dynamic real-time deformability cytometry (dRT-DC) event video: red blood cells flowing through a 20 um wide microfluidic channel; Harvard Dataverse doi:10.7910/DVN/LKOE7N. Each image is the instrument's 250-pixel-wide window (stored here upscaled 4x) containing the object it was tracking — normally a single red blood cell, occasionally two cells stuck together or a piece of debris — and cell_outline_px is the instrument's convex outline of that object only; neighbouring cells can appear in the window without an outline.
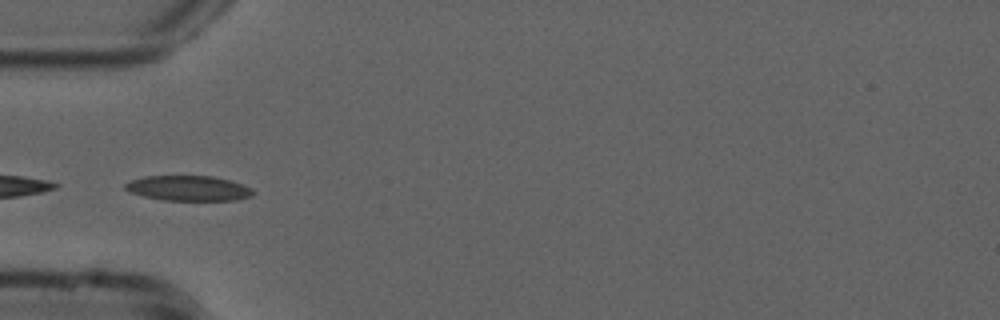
{"species": "common noctule bat (a hibernating species)", "species_latin": "Nyctalus noctula", "temperature_condition": "cold", "stored_images_in_passage": 6, "camera_frame_rate_fps": 3000, "um_per_image_px": 0.085, "animal": {"sex": "male", "forearm_length_mm": 52.5}, "frame": {"image": 1, "passage_image": 1, "time_ms": 0.0, "image_size_px": [1000, 320], "cell_outline_px": [[256, 192], [252, 196], [236, 200], [164, 200], [144, 196], [132, 192], [124, 188], [124, 184], [132, 180], [144, 176], [212, 176], [244, 184], [252, 188]], "centroid_in_image_um": [16.07, 16.0], "position_along_channel_um": 68.9, "area_um2": 18.67}}
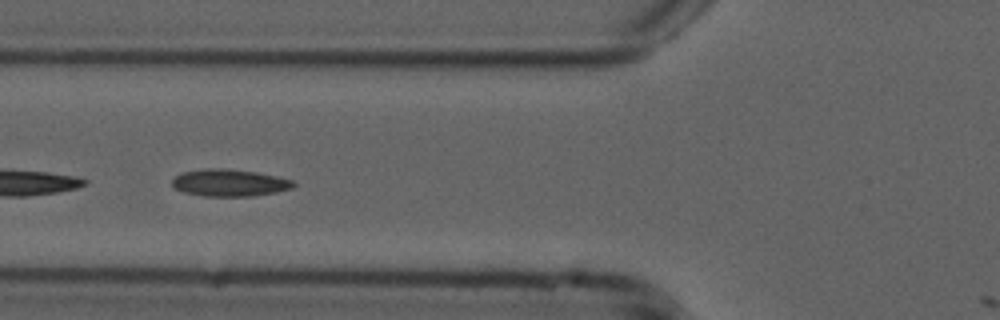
{"frame": {"image": 2, "passage_image": 4, "time_ms": 1.0, "image_size_px": [1000, 320], "cell_outline_px": [[296, 184], [292, 188], [276, 192], [252, 196], [204, 196], [184, 192], [176, 188], [172, 184], [172, 180], [180, 172], [208, 168], [224, 168], [256, 172], [276, 176], [292, 180]], "centroid_in_image_um": [19.5, 15.53], "position_along_channel_um": 106.3, "area_um2": 19.07}}